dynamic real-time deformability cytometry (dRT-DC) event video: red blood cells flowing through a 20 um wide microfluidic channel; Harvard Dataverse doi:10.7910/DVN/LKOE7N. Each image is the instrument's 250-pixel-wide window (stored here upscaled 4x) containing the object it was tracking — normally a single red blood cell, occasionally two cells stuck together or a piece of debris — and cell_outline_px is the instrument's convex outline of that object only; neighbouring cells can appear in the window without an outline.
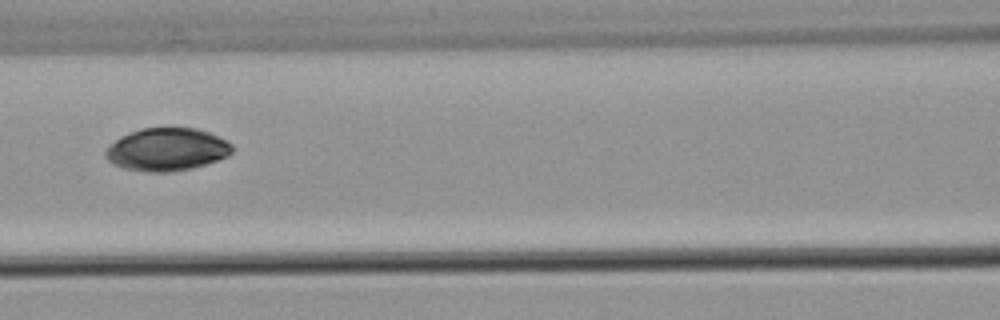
{"species": "common noctule bat (a hibernating species)", "species_latin": "Nyctalus noctula", "temperature_condition": "warm", "stored_images_in_passage": 18, "camera_frame_rate_fps": 3000, "um_per_image_px": 0.085, "animal": {"sex": "male", "body_mass_g": 21.5, "forearm_length_mm": 52.0}, "frame": {"image": 1, "passage_image": 8, "time_ms": 10.0, "image_size_px": [1000, 320], "cell_outline_px": [[232, 152], [228, 156], [192, 168], [168, 172], [144, 172], [124, 168], [112, 164], [104, 156], [104, 152], [108, 144], [120, 136], [140, 128], [196, 128], [208, 132], [232, 144]], "centroid_in_image_um": [14.12, 12.7], "position_along_channel_um": 152.5, "area_um2": 31.62}}
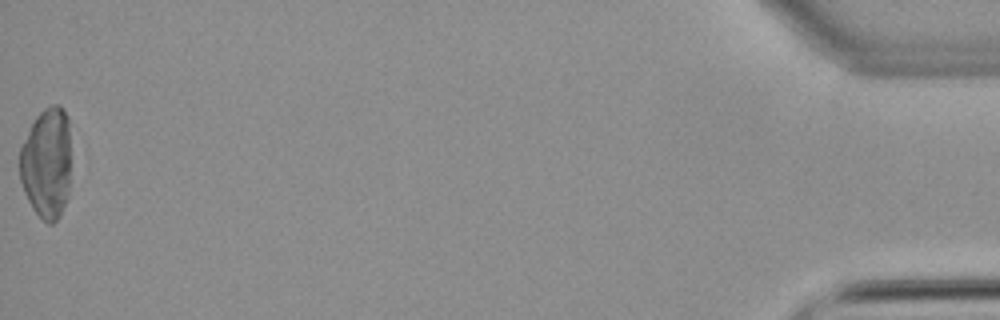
{"frame": {"image": 2, "passage_image": 18, "time_ms": 23.333, "image_size_px": [1000, 320], "cell_outline_px": [[68, 196], [60, 216], [52, 224], [48, 224], [32, 208], [24, 192], [20, 180], [20, 148], [36, 116], [44, 108], [52, 104], [60, 104], [64, 108], [68, 116]], "centroid_in_image_um": [3.95, 13.85], "position_along_channel_um": 431.3, "area_um2": 32.83}}